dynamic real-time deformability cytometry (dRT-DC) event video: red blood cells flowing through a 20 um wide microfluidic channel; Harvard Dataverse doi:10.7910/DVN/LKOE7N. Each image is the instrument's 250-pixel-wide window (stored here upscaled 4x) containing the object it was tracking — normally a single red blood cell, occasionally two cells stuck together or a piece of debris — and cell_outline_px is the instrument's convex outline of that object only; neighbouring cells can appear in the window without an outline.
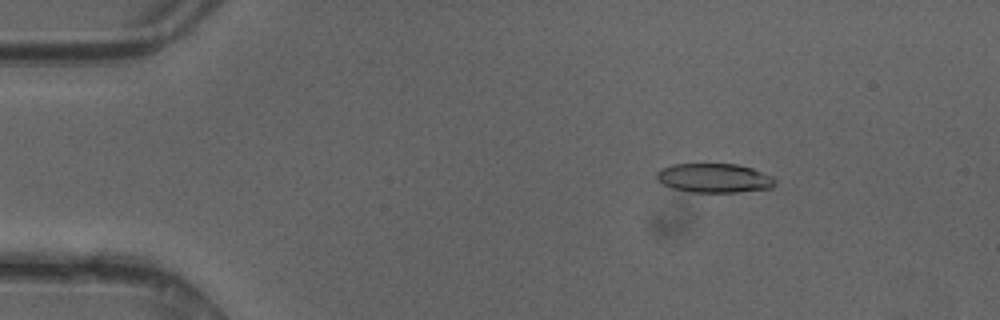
{"species": "common noctule bat (a hibernating species)", "species_latin": "Nyctalus noctula", "temperature_condition": "cold", "stored_images_in_passage": 49, "camera_frame_rate_fps": 3000, "um_per_image_px": 0.085, "animal": {"sex": "female"}, "frame": {"image": 1, "passage_image": 7, "time_ms": 2.0, "image_size_px": [1000, 320], "cell_outline_px": [[776, 184], [772, 188], [736, 192], [692, 192], [676, 188], [664, 184], [656, 176], [656, 172], [660, 168], [672, 164], [736, 164], [752, 168], [772, 176], [776, 180]], "centroid_in_image_um": [60.74, 15.12], "position_along_channel_um": 24.3, "area_um2": 20.0}}
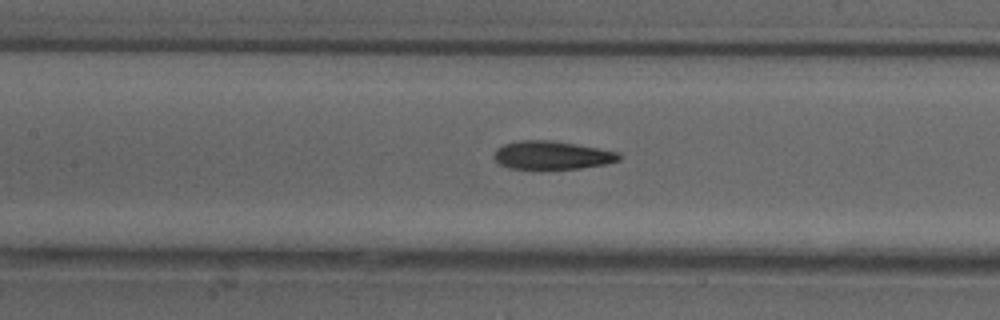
{"frame": {"image": 2, "passage_image": 22, "time_ms": 7.0, "image_size_px": [1000, 320], "cell_outline_px": [[620, 160], [604, 164], [580, 168], [508, 168], [500, 164], [492, 156], [496, 148], [504, 144], [520, 140], [552, 140], [576, 144], [620, 152]], "centroid_in_image_um": [46.9, 13.18], "position_along_channel_um": 160.5, "area_um2": 20.46}}
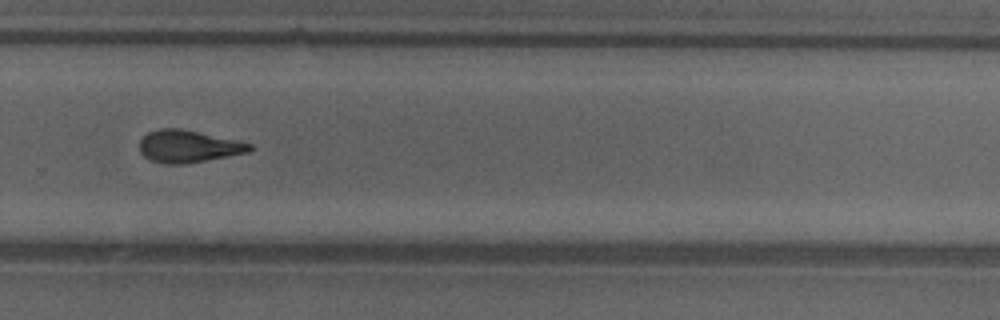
{"frame": {"image": 3, "passage_image": 33, "time_ms": 10.667, "image_size_px": [1000, 320], "cell_outline_px": [[252, 148], [248, 152], [228, 156], [184, 164], [164, 164], [152, 160], [144, 156], [140, 152], [140, 140], [148, 132], [160, 128], [180, 128], [236, 140], [252, 144]], "centroid_in_image_um": [15.98, 12.44], "position_along_channel_um": 313.8, "area_um2": 20.52}, "authors_computed_cell_mechanics": {"area_um2": 20.808, "velocity_mm_per_s": 4.1991, "shape_relaxation_time_tau1_ms": 7.5338, "shape_relaxation_time_tau2_ms": 2.5539, "deformation_change_tau1": 0.2128, "deformation_change_tau2": 0.1099}}